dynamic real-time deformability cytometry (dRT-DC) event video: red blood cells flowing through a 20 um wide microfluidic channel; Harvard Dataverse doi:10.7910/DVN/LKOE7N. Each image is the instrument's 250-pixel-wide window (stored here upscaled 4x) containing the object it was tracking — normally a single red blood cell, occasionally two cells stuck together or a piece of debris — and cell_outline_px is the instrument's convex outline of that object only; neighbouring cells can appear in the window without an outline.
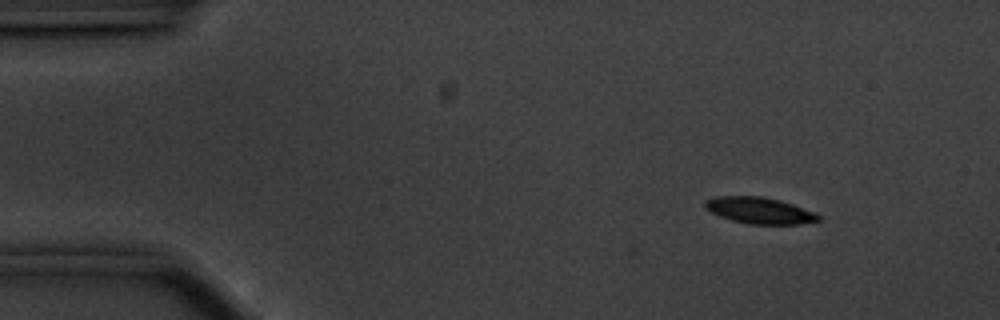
{"species": "common noctule bat (a hibernating species)", "species_latin": "Nyctalus noctula", "temperature_condition": "cold", "stored_images_in_passage": 52, "segment_of_instrument_passage": [1, 2], "camera_frame_rate_fps": 3000, "um_per_image_px": 0.085, "animal": {"sex": "male", "body_mass_g": 20.1, "forearm_length_mm": 53.5}, "frame": {"image": 1, "passage_image": 1, "time_ms": 0.0, "image_size_px": [1000, 320], "cell_outline_px": [[820, 220], [800, 224], [748, 224], [732, 220], [720, 216], [704, 208], [704, 200], [716, 196], [764, 196], [780, 200], [816, 212], [820, 216]], "centroid_in_image_um": [64.55, 17.88], "position_along_channel_um": 20.4, "area_um2": 17.51}}
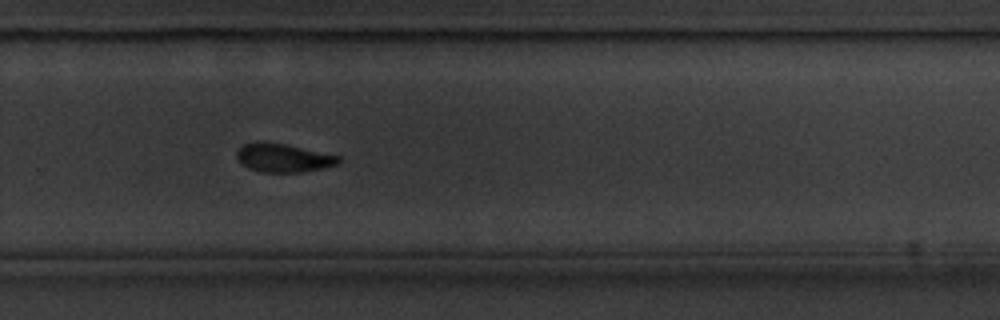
{"frame": {"image": 2, "passage_image": 32, "time_ms": 10.333, "image_size_px": [1000, 320], "cell_outline_px": [[340, 160], [336, 164], [320, 168], [300, 172], [260, 172], [248, 168], [236, 156], [236, 152], [244, 144], [256, 140], [260, 140], [284, 144], [340, 156]], "centroid_in_image_um": [24.03, 13.4], "position_along_channel_um": 305.8, "area_um2": 16.7}}
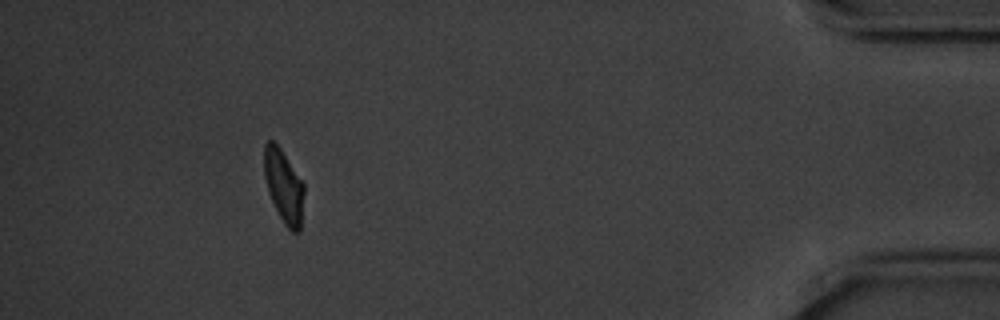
{"frame": {"image": 3, "passage_image": 46, "time_ms": 15.0, "image_size_px": [1000, 320], "cell_outline_px": [[304, 192], [300, 232], [292, 232], [284, 224], [268, 192], [264, 176], [264, 144], [268, 140], [272, 140], [280, 148], [304, 184]], "centroid_in_image_um": [24.11, 15.83], "position_along_channel_um": 411.1, "area_um2": 16.82}}